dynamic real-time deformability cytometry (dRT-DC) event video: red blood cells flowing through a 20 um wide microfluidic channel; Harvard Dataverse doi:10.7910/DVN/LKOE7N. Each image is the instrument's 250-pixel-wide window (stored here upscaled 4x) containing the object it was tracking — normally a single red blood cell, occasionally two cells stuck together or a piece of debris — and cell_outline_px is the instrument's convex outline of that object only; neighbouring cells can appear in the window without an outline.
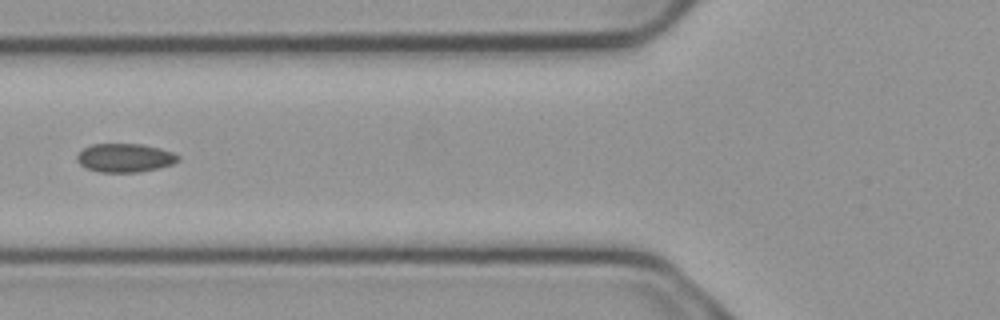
{"species": "common noctule bat (a hibernating species)", "species_latin": "Nyctalus noctula", "temperature_condition": "cold", "stored_images_in_passage": 6, "camera_frame_rate_fps": 3000, "um_per_image_px": 0.085, "animal": {"sex": "male", "body_mass_g": 23.1, "forearm_length_mm": 52.7}, "frame": {"image": 1, "passage_image": 6, "time_ms": 1.667, "image_size_px": [1000, 320], "cell_outline_px": [[180, 160], [172, 164], [156, 168], [136, 172], [100, 172], [88, 168], [80, 164], [76, 160], [76, 156], [84, 148], [92, 144], [140, 144], [160, 148], [172, 152], [180, 156]], "centroid_in_image_um": [10.62, 13.41], "position_along_channel_um": 115.2, "area_um2": 16.7}}